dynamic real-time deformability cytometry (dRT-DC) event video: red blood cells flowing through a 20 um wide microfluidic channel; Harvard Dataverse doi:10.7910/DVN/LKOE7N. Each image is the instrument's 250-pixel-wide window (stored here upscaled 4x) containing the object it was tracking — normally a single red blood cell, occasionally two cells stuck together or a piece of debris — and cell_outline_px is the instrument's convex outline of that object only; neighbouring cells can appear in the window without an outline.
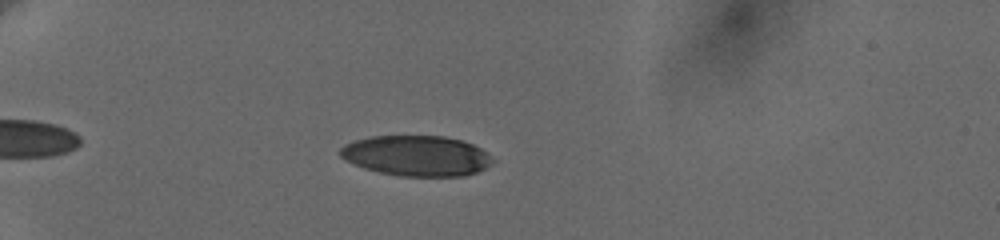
{"species": "human", "species_latin": "Homo sapiens", "temperature_condition": "cold", "stored_images_in_passage": 83, "camera_frame_rate_fps": 3000, "um_per_image_px": 0.085, "donor": {"sex": "female"}, "frame": {"image": 1, "passage_image": 15, "time_ms": 3.0, "image_size_px": [1000, 240], "cell_outline_px": [[496, 160], [492, 164], [476, 172], [464, 176], [400, 176], [380, 172], [364, 168], [344, 160], [340, 156], [340, 148], [344, 144], [356, 140], [372, 136], [444, 136], [460, 140], [472, 144], [480, 148]], "centroid_in_image_um": [35.41, 13.24], "position_along_channel_um": 49.6, "area_um2": 35.89}}
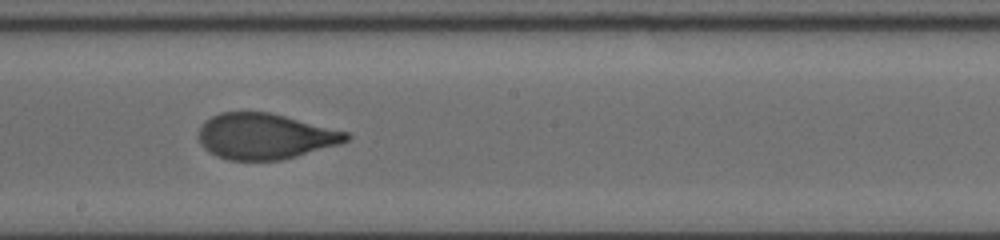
{"frame": {"image": 2, "passage_image": 49, "time_ms": 9.0, "image_size_px": [1000, 240], "cell_outline_px": [[352, 136], [348, 140], [336, 144], [296, 156], [280, 160], [228, 160], [216, 156], [208, 152], [200, 144], [200, 128], [212, 116], [220, 112], [268, 112], [348, 132]], "centroid_in_image_um": [22.5, 11.59], "position_along_channel_um": 225.7, "area_um2": 38.78}}
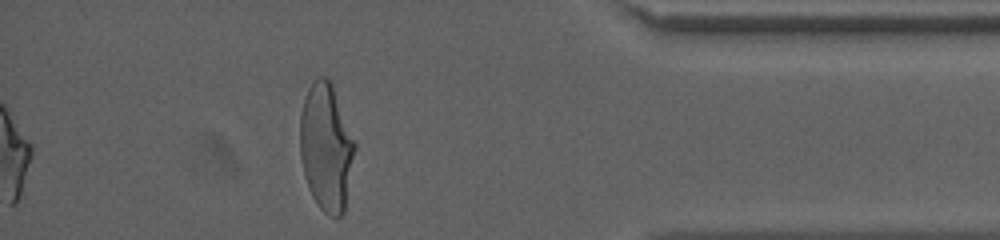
{"frame": {"image": 3, "passage_image": 83, "time_ms": 14.667, "image_size_px": [1000, 240], "cell_outline_px": [[356, 148], [344, 212], [336, 220], [328, 216], [320, 208], [312, 196], [308, 188], [300, 156], [300, 116], [304, 100], [308, 88], [316, 76], [324, 76], [332, 84], [356, 144]], "centroid_in_image_um": [27.73, 12.54], "position_along_channel_um": 407.5, "area_um2": 40.75}, "authors_computed_cell_mechanics": {"area_um2": 39.304, "velocity_mm_per_s": 3.6396, "shape_relaxation_time_tau1_ms": 4.0841, "shape_relaxation_time_tau2_ms": 0.8087, "deformation_change_tau1": 0.1855, "deformation_change_tau2": 0.0707}}